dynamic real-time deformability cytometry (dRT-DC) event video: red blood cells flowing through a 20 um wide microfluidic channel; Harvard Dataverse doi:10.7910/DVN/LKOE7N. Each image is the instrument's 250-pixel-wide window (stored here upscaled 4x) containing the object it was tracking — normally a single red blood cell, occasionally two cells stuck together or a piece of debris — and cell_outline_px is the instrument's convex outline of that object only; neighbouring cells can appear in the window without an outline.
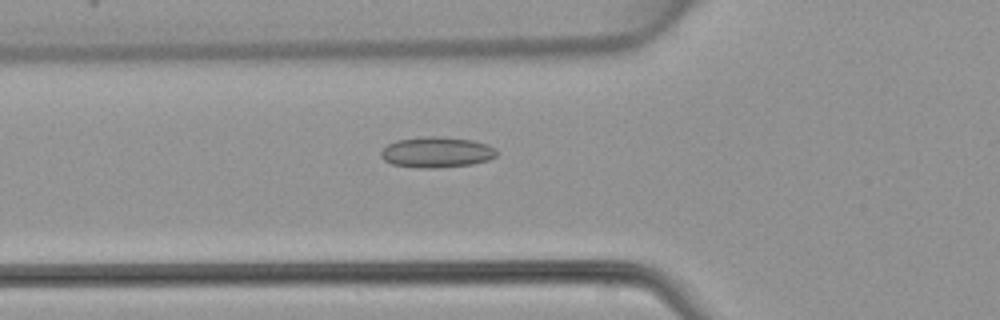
{"species": "common noctule bat (a hibernating species)", "species_latin": "Nyctalus noctula", "temperature_condition": "warm", "stored_images_in_passage": 46, "camera_frame_rate_fps": 3000, "um_per_image_px": 0.085, "animal": {"sex": "female", "body_mass_g": 22.7, "forearm_length_mm": 54.2}, "frame": {"image": 1, "passage_image": 15, "time_ms": 4.667, "image_size_px": [1000, 320], "cell_outline_px": [[496, 156], [488, 160], [472, 164], [440, 168], [420, 168], [392, 164], [384, 160], [380, 156], [380, 152], [388, 144], [396, 140], [428, 136], [440, 136], [472, 140], [488, 144], [496, 148]], "centroid_in_image_um": [37.12, 12.94], "position_along_channel_um": 88.7, "area_um2": 20.81}}
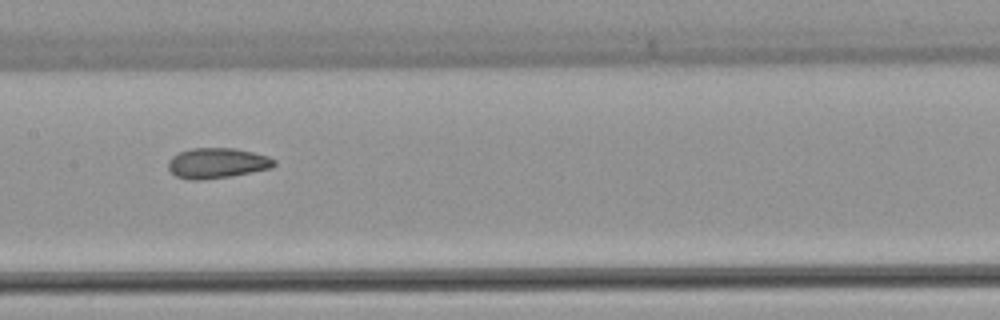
{"frame": {"image": 2, "passage_image": 22, "time_ms": 7.0, "image_size_px": [1000, 320], "cell_outline_px": [[276, 164], [272, 168], [232, 176], [200, 180], [188, 180], [176, 176], [168, 168], [168, 160], [172, 156], [180, 152], [192, 148], [236, 148], [268, 156], [276, 160]], "centroid_in_image_um": [18.46, 13.87], "position_along_channel_um": 188.9, "area_um2": 18.84}}
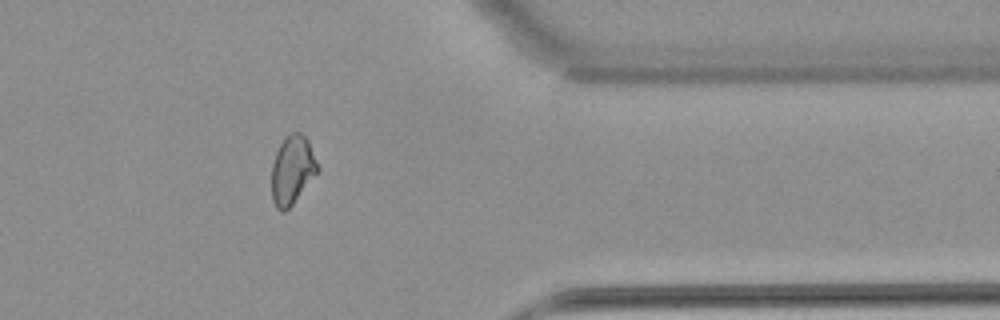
{"frame": {"image": 3, "passage_image": 37, "time_ms": 12.0, "image_size_px": [1000, 320], "cell_outline_px": [[320, 168], [292, 204], [284, 212], [280, 212], [276, 208], [272, 200], [272, 164], [276, 152], [284, 136], [292, 132], [300, 132], [308, 140]], "centroid_in_image_um": [24.83, 14.43], "position_along_channel_um": 386.6, "area_um2": 18.26}}